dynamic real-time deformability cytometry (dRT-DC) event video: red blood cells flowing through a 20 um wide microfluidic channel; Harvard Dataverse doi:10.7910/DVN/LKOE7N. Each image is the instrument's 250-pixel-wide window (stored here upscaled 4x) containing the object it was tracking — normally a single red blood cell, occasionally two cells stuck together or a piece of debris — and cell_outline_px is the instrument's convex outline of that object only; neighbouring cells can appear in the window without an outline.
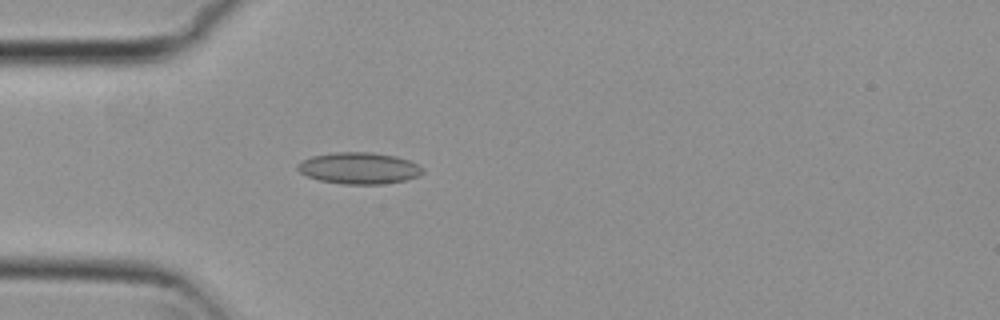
{"species": "common noctule bat (a hibernating species)", "species_latin": "Nyctalus noctula", "temperature_condition": "cold", "stored_images_in_passage": 5, "camera_frame_rate_fps": 3000, "um_per_image_px": 0.085, "animal": {"sex": "female", "body_mass_g": 29.2, "forearm_length_mm": 56.3}, "frame": {"image": 1, "passage_image": 5, "time_ms": 1.333, "image_size_px": [1000, 320], "cell_outline_px": [[424, 172], [420, 176], [408, 180], [384, 184], [344, 184], [320, 180], [308, 176], [300, 172], [296, 168], [296, 164], [312, 156], [336, 152], [372, 152], [396, 156], [408, 160], [424, 168]], "centroid_in_image_um": [30.56, 14.3], "position_along_channel_um": 54.4, "area_um2": 23.06}}